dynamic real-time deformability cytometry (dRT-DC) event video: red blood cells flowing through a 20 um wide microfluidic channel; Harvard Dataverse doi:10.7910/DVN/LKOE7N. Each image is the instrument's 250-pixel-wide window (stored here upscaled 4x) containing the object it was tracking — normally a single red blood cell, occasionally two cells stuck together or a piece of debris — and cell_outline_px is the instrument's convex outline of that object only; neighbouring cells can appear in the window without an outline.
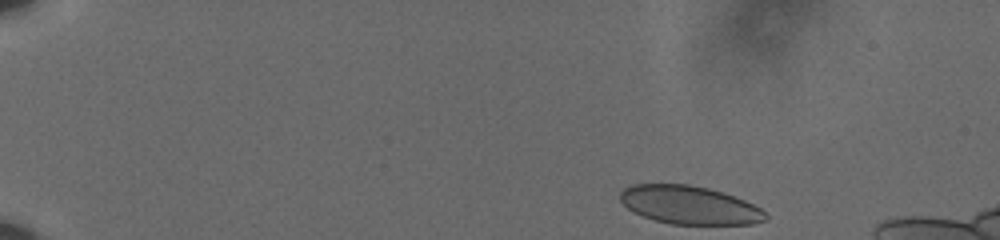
{"species": "human", "species_latin": "Homo sapiens", "temperature_condition": "cold", "stored_images_in_passage": 51, "camera_frame_rate_fps": 3000, "um_per_image_px": 0.085, "donor": {"sex": "male"}, "frame": {"image": 1, "passage_image": 1, "time_ms": 0.0, "image_size_px": [1000, 240], "cell_outline_px": [[768, 220], [752, 224], [672, 224], [656, 220], [632, 212], [620, 200], [620, 192], [624, 188], [632, 184], [688, 184], [708, 188], [724, 192], [744, 200], [760, 208], [768, 216]], "centroid_in_image_um": [58.6, 17.42], "position_along_channel_um": 26.4, "area_um2": 32.43}}
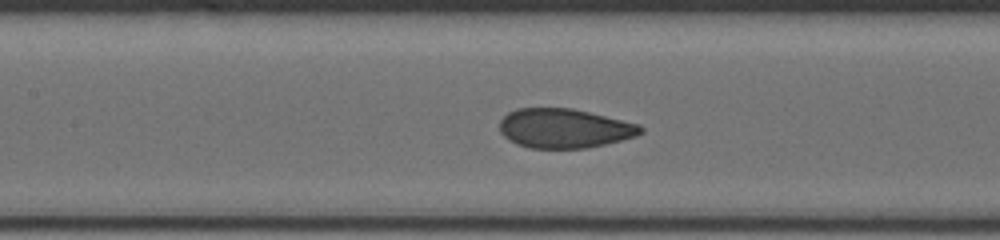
{"frame": {"image": 2, "passage_image": 22, "time_ms": 7.0, "image_size_px": [1000, 240], "cell_outline_px": [[644, 132], [636, 136], [588, 148], [528, 148], [516, 144], [508, 140], [500, 132], [500, 120], [508, 112], [516, 108], [572, 108], [640, 124], [644, 128]], "centroid_in_image_um": [47.96, 10.91], "position_along_channel_um": 159.4, "area_um2": 32.48}}
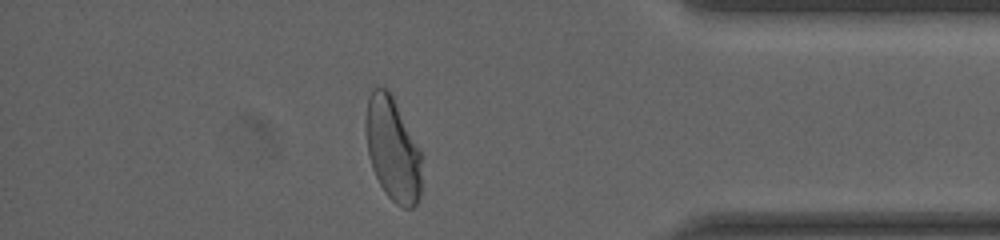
{"frame": {"image": 3, "passage_image": 44, "time_ms": 14.333, "image_size_px": [1000, 240], "cell_outline_px": [[420, 196], [416, 204], [412, 208], [404, 208], [396, 204], [384, 192], [372, 168], [368, 156], [364, 128], [364, 120], [368, 96], [376, 88], [384, 88], [392, 96], [420, 152]], "centroid_in_image_um": [33.33, 12.72], "position_along_channel_um": 401.9, "area_um2": 33.29}, "authors_computed_cell_mechanics": {"area_um2": 34.0442, "velocity_mm_per_s": 3.6034, "shape_relaxation_time_tau1_ms": 5.246, "shape_relaxation_time_tau2_ms": null, "deformation_change_tau1": 0.1476, "deformation_change_tau2": null}}